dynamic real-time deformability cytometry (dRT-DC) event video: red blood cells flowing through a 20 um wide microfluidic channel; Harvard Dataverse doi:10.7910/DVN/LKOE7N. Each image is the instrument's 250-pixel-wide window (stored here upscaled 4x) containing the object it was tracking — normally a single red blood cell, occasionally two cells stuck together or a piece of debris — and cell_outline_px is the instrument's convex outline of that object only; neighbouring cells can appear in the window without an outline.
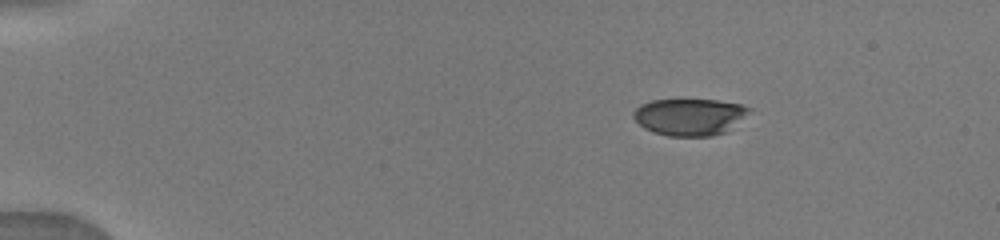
{"species": "human", "species_latin": "Homo sapiens", "temperature_condition": "warm", "stored_images_in_passage": 12, "camera_frame_rate_fps": 3000, "um_per_image_px": 0.085, "donor": {"sex": "male"}, "frame": {"image": 1, "passage_image": 1, "time_ms": 0.0, "image_size_px": [1000, 240], "cell_outline_px": [[752, 108], [728, 132], [712, 136], [668, 136], [652, 132], [644, 128], [632, 116], [632, 112], [640, 104], [652, 100], [716, 100], [740, 104]], "centroid_in_image_um": [58.59, 9.94], "position_along_channel_um": 26.4, "area_um2": 24.91}}
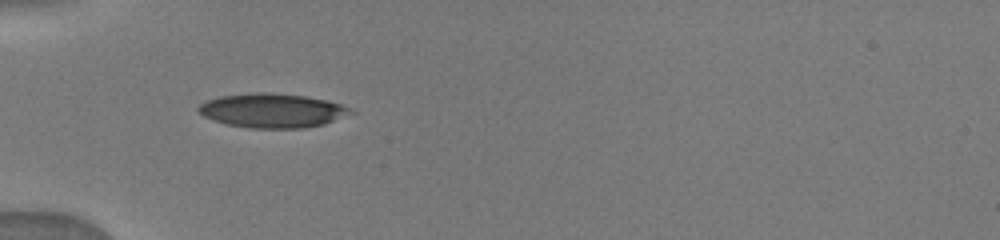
{"frame": {"image": 2, "passage_image": 7, "time_ms": 3.0, "image_size_px": [1000, 240], "cell_outline_px": [[356, 112], [324, 124], [304, 128], [248, 128], [228, 124], [204, 116], [196, 108], [200, 104], [208, 100], [220, 96], [256, 92], [268, 92], [304, 96], [328, 100], [344, 104], [352, 108]], "centroid_in_image_um": [23.21, 9.39], "position_along_channel_um": 61.8, "area_um2": 30.35}}
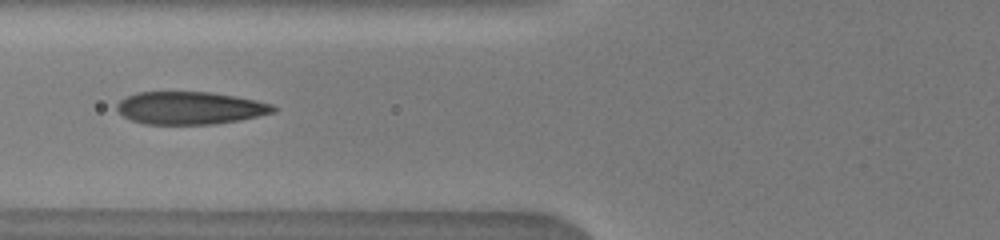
{"frame": {"image": 3, "passage_image": 10, "time_ms": 4.333, "image_size_px": [1000, 240], "cell_outline_px": [[276, 112], [240, 120], [212, 124], [144, 124], [132, 120], [124, 116], [116, 108], [116, 104], [120, 100], [136, 92], [212, 92], [256, 100], [272, 104], [276, 108]], "centroid_in_image_um": [16.16, 9.18], "position_along_channel_um": 109.6, "area_um2": 29.71}}